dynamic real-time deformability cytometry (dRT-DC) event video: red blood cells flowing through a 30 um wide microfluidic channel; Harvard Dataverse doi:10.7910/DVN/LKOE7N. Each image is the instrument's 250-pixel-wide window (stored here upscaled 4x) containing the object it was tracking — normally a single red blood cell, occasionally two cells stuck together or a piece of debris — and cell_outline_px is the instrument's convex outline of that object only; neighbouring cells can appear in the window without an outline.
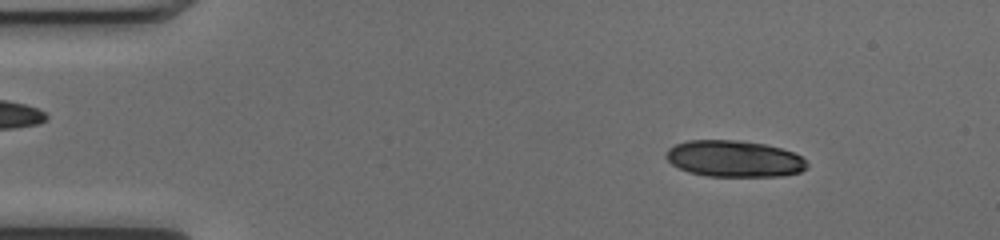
{"species": "common noctule bat (a hibernating species)", "species_latin": "Nyctalus noctula", "temperature_condition": "cold", "stored_images_in_passage": 47, "camera_frame_rate_fps": 3000, "um_per_image_px": 0.085, "animal": {"sex": "female", "body_mass_g": 17.0, "forearm_length_mm": 48.0}, "frame": {"image": 1, "passage_image": 3, "time_ms": 0.667, "image_size_px": [1000, 240], "cell_outline_px": [[808, 168], [800, 172], [784, 176], [708, 176], [688, 172], [672, 164], [664, 156], [668, 148], [676, 144], [688, 140], [740, 140], [764, 144], [780, 148], [792, 152], [800, 156], [808, 164]], "centroid_in_image_um": [62.4, 13.49], "position_along_channel_um": 22.6, "area_um2": 30.0}, "authors_computed_cell_mechanics": {"area_um2": 17.1088, "velocity_mm_per_s": 4.0594, "shape_relaxation_time_tau1_ms": 6.4672, "shape_relaxation_time_tau2_ms": 1.7033, "deformation_change_tau1": 0.1875, "deformation_change_tau2": 0.0532}}